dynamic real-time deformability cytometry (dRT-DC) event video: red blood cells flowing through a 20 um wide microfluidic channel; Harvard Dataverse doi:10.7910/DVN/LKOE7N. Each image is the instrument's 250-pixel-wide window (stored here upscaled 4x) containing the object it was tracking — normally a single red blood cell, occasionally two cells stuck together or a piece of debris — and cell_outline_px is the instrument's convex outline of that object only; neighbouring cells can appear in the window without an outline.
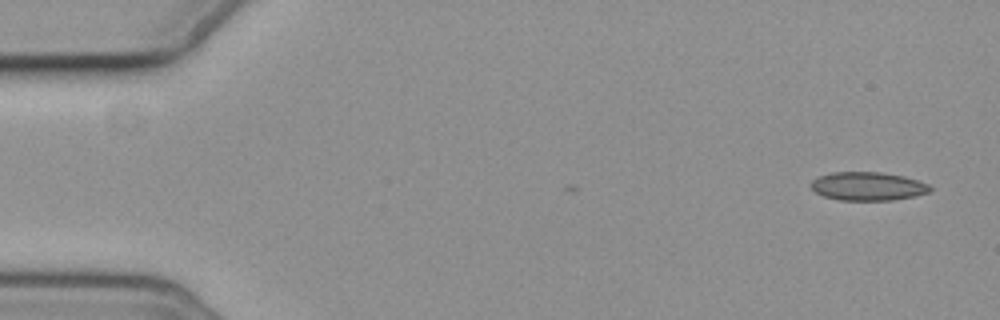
{"species": "common noctule bat (a hibernating species)", "species_latin": "Nyctalus noctula", "temperature_condition": "cold", "stored_images_in_passage": 4, "camera_frame_rate_fps": 3000, "um_per_image_px": 0.085, "animal": {"sex": "female", "body_mass_g": 19.3, "forearm_length_mm": 54.1}, "frame": {"image": 1, "passage_image": 1, "time_ms": 0.0, "image_size_px": [1000, 320], "cell_outline_px": [[932, 188], [928, 192], [916, 196], [892, 200], [840, 200], [824, 196], [816, 192], [812, 188], [812, 180], [820, 176], [832, 172], [880, 172], [904, 176], [928, 184]], "centroid_in_image_um": [73.78, 15.83], "position_along_channel_um": 11.2, "area_um2": 19.59}}